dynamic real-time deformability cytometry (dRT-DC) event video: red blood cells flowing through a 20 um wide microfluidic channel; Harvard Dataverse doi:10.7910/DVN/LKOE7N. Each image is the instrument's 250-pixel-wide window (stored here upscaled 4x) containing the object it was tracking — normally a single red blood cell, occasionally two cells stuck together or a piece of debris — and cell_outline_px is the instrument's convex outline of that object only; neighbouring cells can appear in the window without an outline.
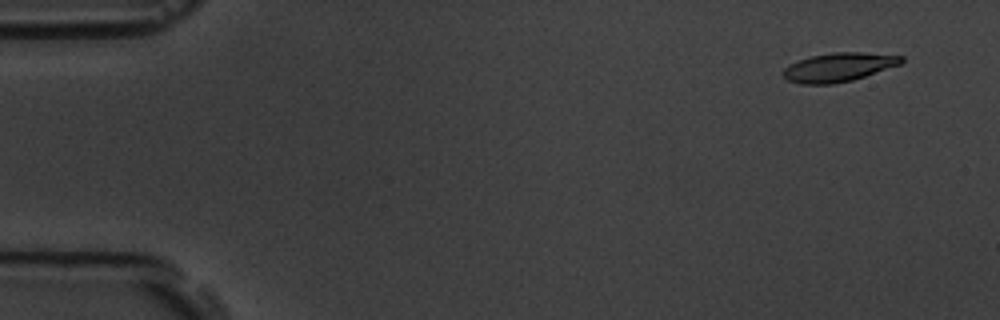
{"species": "common noctule bat (a hibernating species)", "species_latin": "Nyctalus noctula", "temperature_condition": "room temperature", "stored_images_in_passage": 5, "segment_of_instrument_passage": [1, 2], "camera_frame_rate_fps": 3000, "um_per_image_px": 0.085, "animal": {"sex": "male", "body_mass_g": 19.5, "forearm_length_mm": 54.6}, "frame": {"image": 1, "passage_image": 1, "time_ms": 0.0, "image_size_px": [1000, 320], "cell_outline_px": [[904, 60], [900, 64], [852, 80], [832, 84], [800, 84], [788, 80], [780, 72], [788, 64], [812, 56], [832, 52], [860, 52], [904, 56]], "centroid_in_image_um": [71.24, 5.71], "position_along_channel_um": 13.8, "area_um2": 19.71}}